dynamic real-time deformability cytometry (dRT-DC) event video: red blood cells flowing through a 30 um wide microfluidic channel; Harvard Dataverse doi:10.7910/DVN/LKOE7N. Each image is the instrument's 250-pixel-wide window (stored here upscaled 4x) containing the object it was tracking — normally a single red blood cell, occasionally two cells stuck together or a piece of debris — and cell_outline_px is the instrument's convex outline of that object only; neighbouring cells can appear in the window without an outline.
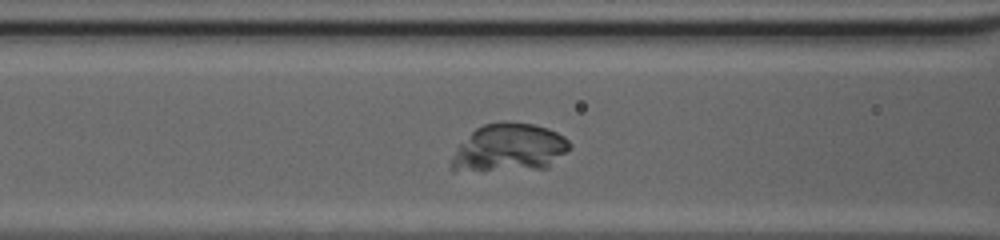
{"species": "common noctule bat (a hibernating species)", "species_latin": "Nyctalus noctula", "temperature_condition": "cold", "stored_images_in_passage": 33, "camera_frame_rate_fps": 3000, "um_per_image_px": 0.085, "animal": {"sex": "female", "body_mass_g": 20.0, "forearm_length_mm": 54.0}, "frame": {"image": 1, "passage_image": 8, "time_ms": 2.333, "image_size_px": [1000, 240], "cell_outline_px": [[572, 148], [548, 168], [484, 172], [452, 172], [448, 168], [456, 148], [476, 128], [484, 124], [500, 120], [508, 120], [532, 124], [548, 128], [564, 136], [572, 144]], "centroid_in_image_um": [43.26, 12.59], "position_along_channel_um": 123.3, "area_um2": 34.22}}
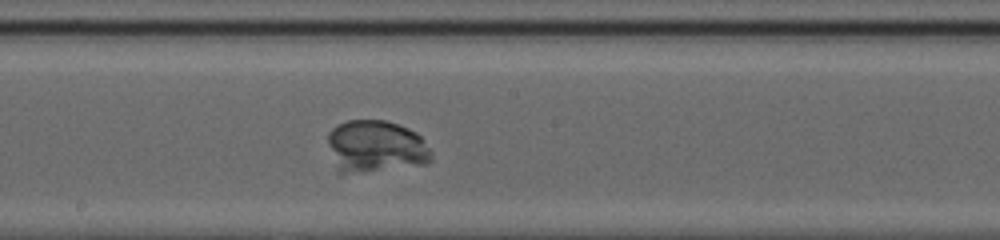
{"frame": {"image": 2, "passage_image": 15, "time_ms": 4.667, "image_size_px": [1000, 240], "cell_outline_px": [[432, 160], [424, 164], [344, 172], [340, 172], [336, 168], [328, 144], [328, 132], [336, 124], [348, 120], [384, 120], [408, 128], [416, 132], [420, 136], [432, 152]], "centroid_in_image_um": [31.93, 12.4], "position_along_channel_um": 216.3, "area_um2": 30.81}}
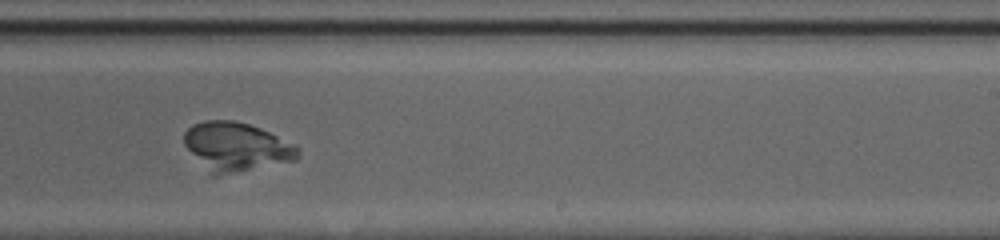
{"frame": {"image": 3, "passage_image": 19, "time_ms": 6.0, "image_size_px": [1000, 240], "cell_outline_px": [[300, 156], [296, 160], [216, 176], [212, 176], [184, 144], [184, 132], [192, 124], [204, 120], [232, 120], [248, 124], [260, 128], [296, 144], [300, 148]], "centroid_in_image_um": [20.11, 12.46], "position_along_channel_um": 268.9, "area_um2": 32.25}}